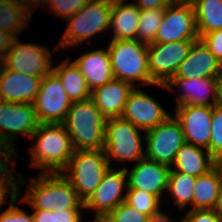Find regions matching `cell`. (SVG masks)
Here are the masks:
<instances>
[{"mask_svg":"<svg viewBox=\"0 0 222 222\" xmlns=\"http://www.w3.org/2000/svg\"><path fill=\"white\" fill-rule=\"evenodd\" d=\"M125 1L112 2L110 29L113 32L111 41L137 40L140 9L133 3Z\"/></svg>","mask_w":222,"mask_h":222,"instance_id":"obj_23","label":"cell"},{"mask_svg":"<svg viewBox=\"0 0 222 222\" xmlns=\"http://www.w3.org/2000/svg\"><path fill=\"white\" fill-rule=\"evenodd\" d=\"M13 39L11 34L0 29V58L9 50Z\"/></svg>","mask_w":222,"mask_h":222,"instance_id":"obj_42","label":"cell"},{"mask_svg":"<svg viewBox=\"0 0 222 222\" xmlns=\"http://www.w3.org/2000/svg\"><path fill=\"white\" fill-rule=\"evenodd\" d=\"M148 222H171L169 216L164 214V212L159 211L158 213L149 217Z\"/></svg>","mask_w":222,"mask_h":222,"instance_id":"obj_44","label":"cell"},{"mask_svg":"<svg viewBox=\"0 0 222 222\" xmlns=\"http://www.w3.org/2000/svg\"><path fill=\"white\" fill-rule=\"evenodd\" d=\"M196 177L170 169L167 191L179 209L183 210L189 203L193 205V192Z\"/></svg>","mask_w":222,"mask_h":222,"instance_id":"obj_29","label":"cell"},{"mask_svg":"<svg viewBox=\"0 0 222 222\" xmlns=\"http://www.w3.org/2000/svg\"><path fill=\"white\" fill-rule=\"evenodd\" d=\"M19 186H18V195L11 199V204L8 209L0 214V222H35L33 215L27 214L24 210L16 206L17 199L19 197Z\"/></svg>","mask_w":222,"mask_h":222,"instance_id":"obj_37","label":"cell"},{"mask_svg":"<svg viewBox=\"0 0 222 222\" xmlns=\"http://www.w3.org/2000/svg\"><path fill=\"white\" fill-rule=\"evenodd\" d=\"M2 66V58H0V67Z\"/></svg>","mask_w":222,"mask_h":222,"instance_id":"obj_53","label":"cell"},{"mask_svg":"<svg viewBox=\"0 0 222 222\" xmlns=\"http://www.w3.org/2000/svg\"><path fill=\"white\" fill-rule=\"evenodd\" d=\"M173 1H191V0H173Z\"/></svg>","mask_w":222,"mask_h":222,"instance_id":"obj_51","label":"cell"},{"mask_svg":"<svg viewBox=\"0 0 222 222\" xmlns=\"http://www.w3.org/2000/svg\"><path fill=\"white\" fill-rule=\"evenodd\" d=\"M112 3L107 0H90L80 11L67 18L69 22L58 49L73 47L110 29Z\"/></svg>","mask_w":222,"mask_h":222,"instance_id":"obj_5","label":"cell"},{"mask_svg":"<svg viewBox=\"0 0 222 222\" xmlns=\"http://www.w3.org/2000/svg\"><path fill=\"white\" fill-rule=\"evenodd\" d=\"M125 202L149 217L160 210V200L153 194L136 189H126Z\"/></svg>","mask_w":222,"mask_h":222,"instance_id":"obj_31","label":"cell"},{"mask_svg":"<svg viewBox=\"0 0 222 222\" xmlns=\"http://www.w3.org/2000/svg\"><path fill=\"white\" fill-rule=\"evenodd\" d=\"M181 222H222V217L214 209H190Z\"/></svg>","mask_w":222,"mask_h":222,"instance_id":"obj_38","label":"cell"},{"mask_svg":"<svg viewBox=\"0 0 222 222\" xmlns=\"http://www.w3.org/2000/svg\"><path fill=\"white\" fill-rule=\"evenodd\" d=\"M41 79V77L11 71L2 65L0 67V101L33 104Z\"/></svg>","mask_w":222,"mask_h":222,"instance_id":"obj_19","label":"cell"},{"mask_svg":"<svg viewBox=\"0 0 222 222\" xmlns=\"http://www.w3.org/2000/svg\"><path fill=\"white\" fill-rule=\"evenodd\" d=\"M7 166L1 173H0V210L4 204H6V196L10 194L11 198H14L18 195V183H24L23 176L22 179L20 175L18 176V181L15 179L14 175H12L13 169L8 168ZM20 181V182H19ZM9 189V190H8Z\"/></svg>","mask_w":222,"mask_h":222,"instance_id":"obj_34","label":"cell"},{"mask_svg":"<svg viewBox=\"0 0 222 222\" xmlns=\"http://www.w3.org/2000/svg\"><path fill=\"white\" fill-rule=\"evenodd\" d=\"M175 113L185 141L210 153L212 107L182 105L176 106Z\"/></svg>","mask_w":222,"mask_h":222,"instance_id":"obj_15","label":"cell"},{"mask_svg":"<svg viewBox=\"0 0 222 222\" xmlns=\"http://www.w3.org/2000/svg\"><path fill=\"white\" fill-rule=\"evenodd\" d=\"M210 155L216 160L222 155V109L212 107Z\"/></svg>","mask_w":222,"mask_h":222,"instance_id":"obj_33","label":"cell"},{"mask_svg":"<svg viewBox=\"0 0 222 222\" xmlns=\"http://www.w3.org/2000/svg\"><path fill=\"white\" fill-rule=\"evenodd\" d=\"M138 127L122 117L106 119L104 152L111 164V158L120 161L135 160L136 163L145 158Z\"/></svg>","mask_w":222,"mask_h":222,"instance_id":"obj_7","label":"cell"},{"mask_svg":"<svg viewBox=\"0 0 222 222\" xmlns=\"http://www.w3.org/2000/svg\"><path fill=\"white\" fill-rule=\"evenodd\" d=\"M39 124L33 104L0 101V143L12 153L16 154L13 147L17 135L29 138Z\"/></svg>","mask_w":222,"mask_h":222,"instance_id":"obj_11","label":"cell"},{"mask_svg":"<svg viewBox=\"0 0 222 222\" xmlns=\"http://www.w3.org/2000/svg\"><path fill=\"white\" fill-rule=\"evenodd\" d=\"M199 38L222 28V0H191Z\"/></svg>","mask_w":222,"mask_h":222,"instance_id":"obj_27","label":"cell"},{"mask_svg":"<svg viewBox=\"0 0 222 222\" xmlns=\"http://www.w3.org/2000/svg\"><path fill=\"white\" fill-rule=\"evenodd\" d=\"M90 0H48L46 6L50 5L55 14L65 20L80 11Z\"/></svg>","mask_w":222,"mask_h":222,"instance_id":"obj_36","label":"cell"},{"mask_svg":"<svg viewBox=\"0 0 222 222\" xmlns=\"http://www.w3.org/2000/svg\"><path fill=\"white\" fill-rule=\"evenodd\" d=\"M194 41L149 43L147 45L149 71L158 85H166L175 75L180 63L187 57Z\"/></svg>","mask_w":222,"mask_h":222,"instance_id":"obj_13","label":"cell"},{"mask_svg":"<svg viewBox=\"0 0 222 222\" xmlns=\"http://www.w3.org/2000/svg\"><path fill=\"white\" fill-rule=\"evenodd\" d=\"M198 39L192 2L173 1L165 8L162 23L155 41L152 43L196 41Z\"/></svg>","mask_w":222,"mask_h":222,"instance_id":"obj_10","label":"cell"},{"mask_svg":"<svg viewBox=\"0 0 222 222\" xmlns=\"http://www.w3.org/2000/svg\"><path fill=\"white\" fill-rule=\"evenodd\" d=\"M63 124L75 151L104 150L106 118L91 99L72 102Z\"/></svg>","mask_w":222,"mask_h":222,"instance_id":"obj_3","label":"cell"},{"mask_svg":"<svg viewBox=\"0 0 222 222\" xmlns=\"http://www.w3.org/2000/svg\"><path fill=\"white\" fill-rule=\"evenodd\" d=\"M107 217L112 222H148L149 216L123 201Z\"/></svg>","mask_w":222,"mask_h":222,"instance_id":"obj_35","label":"cell"},{"mask_svg":"<svg viewBox=\"0 0 222 222\" xmlns=\"http://www.w3.org/2000/svg\"><path fill=\"white\" fill-rule=\"evenodd\" d=\"M125 169L127 189L148 192L161 201L163 191H167L170 166L144 158L134 164L130 172L127 167Z\"/></svg>","mask_w":222,"mask_h":222,"instance_id":"obj_17","label":"cell"},{"mask_svg":"<svg viewBox=\"0 0 222 222\" xmlns=\"http://www.w3.org/2000/svg\"><path fill=\"white\" fill-rule=\"evenodd\" d=\"M21 198L35 211L68 210L84 208V202L78 197L77 191L63 173H40L32 177Z\"/></svg>","mask_w":222,"mask_h":222,"instance_id":"obj_2","label":"cell"},{"mask_svg":"<svg viewBox=\"0 0 222 222\" xmlns=\"http://www.w3.org/2000/svg\"><path fill=\"white\" fill-rule=\"evenodd\" d=\"M71 103L60 79L53 71L41 79L33 103L40 123H63Z\"/></svg>","mask_w":222,"mask_h":222,"instance_id":"obj_12","label":"cell"},{"mask_svg":"<svg viewBox=\"0 0 222 222\" xmlns=\"http://www.w3.org/2000/svg\"><path fill=\"white\" fill-rule=\"evenodd\" d=\"M69 59L61 62L57 67L53 65V72L60 79L71 102L85 101L91 98L85 77Z\"/></svg>","mask_w":222,"mask_h":222,"instance_id":"obj_26","label":"cell"},{"mask_svg":"<svg viewBox=\"0 0 222 222\" xmlns=\"http://www.w3.org/2000/svg\"><path fill=\"white\" fill-rule=\"evenodd\" d=\"M127 187L128 183L125 167L120 170L109 167L99 186L84 202V208L94 209L96 211L95 219L107 216L119 204L125 201L126 194L122 195V190H126Z\"/></svg>","mask_w":222,"mask_h":222,"instance_id":"obj_14","label":"cell"},{"mask_svg":"<svg viewBox=\"0 0 222 222\" xmlns=\"http://www.w3.org/2000/svg\"><path fill=\"white\" fill-rule=\"evenodd\" d=\"M169 116L151 96L134 87L121 117L146 132L165 121Z\"/></svg>","mask_w":222,"mask_h":222,"instance_id":"obj_16","label":"cell"},{"mask_svg":"<svg viewBox=\"0 0 222 222\" xmlns=\"http://www.w3.org/2000/svg\"><path fill=\"white\" fill-rule=\"evenodd\" d=\"M147 45L137 40L109 42L107 48L116 80L128 82L133 86L135 81H138L141 86H158L150 76Z\"/></svg>","mask_w":222,"mask_h":222,"instance_id":"obj_4","label":"cell"},{"mask_svg":"<svg viewBox=\"0 0 222 222\" xmlns=\"http://www.w3.org/2000/svg\"><path fill=\"white\" fill-rule=\"evenodd\" d=\"M165 8L140 10L137 41L149 44L155 41Z\"/></svg>","mask_w":222,"mask_h":222,"instance_id":"obj_30","label":"cell"},{"mask_svg":"<svg viewBox=\"0 0 222 222\" xmlns=\"http://www.w3.org/2000/svg\"><path fill=\"white\" fill-rule=\"evenodd\" d=\"M216 107L222 109V75L217 78V98Z\"/></svg>","mask_w":222,"mask_h":222,"instance_id":"obj_45","label":"cell"},{"mask_svg":"<svg viewBox=\"0 0 222 222\" xmlns=\"http://www.w3.org/2000/svg\"><path fill=\"white\" fill-rule=\"evenodd\" d=\"M216 166L219 168V170L222 174V155L216 159Z\"/></svg>","mask_w":222,"mask_h":222,"instance_id":"obj_47","label":"cell"},{"mask_svg":"<svg viewBox=\"0 0 222 222\" xmlns=\"http://www.w3.org/2000/svg\"><path fill=\"white\" fill-rule=\"evenodd\" d=\"M133 84L112 80L91 91V100L106 119L121 117Z\"/></svg>","mask_w":222,"mask_h":222,"instance_id":"obj_21","label":"cell"},{"mask_svg":"<svg viewBox=\"0 0 222 222\" xmlns=\"http://www.w3.org/2000/svg\"><path fill=\"white\" fill-rule=\"evenodd\" d=\"M94 222H101L99 219H94Z\"/></svg>","mask_w":222,"mask_h":222,"instance_id":"obj_52","label":"cell"},{"mask_svg":"<svg viewBox=\"0 0 222 222\" xmlns=\"http://www.w3.org/2000/svg\"><path fill=\"white\" fill-rule=\"evenodd\" d=\"M204 148L185 142L176 153L173 168L177 172L198 177L216 165V160ZM205 154V155H204Z\"/></svg>","mask_w":222,"mask_h":222,"instance_id":"obj_24","label":"cell"},{"mask_svg":"<svg viewBox=\"0 0 222 222\" xmlns=\"http://www.w3.org/2000/svg\"><path fill=\"white\" fill-rule=\"evenodd\" d=\"M217 78H172L166 85H159L164 89L173 91V87L182 90L181 95L176 98V106L197 105L215 107L217 98ZM212 93V101L208 100ZM209 96V97H208Z\"/></svg>","mask_w":222,"mask_h":222,"instance_id":"obj_18","label":"cell"},{"mask_svg":"<svg viewBox=\"0 0 222 222\" xmlns=\"http://www.w3.org/2000/svg\"><path fill=\"white\" fill-rule=\"evenodd\" d=\"M17 3H19L31 16L33 10H35V5L33 4H39L44 3L47 4L48 0H15ZM33 3V4H32Z\"/></svg>","mask_w":222,"mask_h":222,"instance_id":"obj_43","label":"cell"},{"mask_svg":"<svg viewBox=\"0 0 222 222\" xmlns=\"http://www.w3.org/2000/svg\"><path fill=\"white\" fill-rule=\"evenodd\" d=\"M109 167L104 150H78L74 151L63 175L85 202L99 186Z\"/></svg>","mask_w":222,"mask_h":222,"instance_id":"obj_6","label":"cell"},{"mask_svg":"<svg viewBox=\"0 0 222 222\" xmlns=\"http://www.w3.org/2000/svg\"><path fill=\"white\" fill-rule=\"evenodd\" d=\"M101 222H112L107 216L99 218Z\"/></svg>","mask_w":222,"mask_h":222,"instance_id":"obj_48","label":"cell"},{"mask_svg":"<svg viewBox=\"0 0 222 222\" xmlns=\"http://www.w3.org/2000/svg\"><path fill=\"white\" fill-rule=\"evenodd\" d=\"M30 19L31 15L15 0H0L1 30L16 38L28 26Z\"/></svg>","mask_w":222,"mask_h":222,"instance_id":"obj_28","label":"cell"},{"mask_svg":"<svg viewBox=\"0 0 222 222\" xmlns=\"http://www.w3.org/2000/svg\"><path fill=\"white\" fill-rule=\"evenodd\" d=\"M51 55L46 46L21 43L16 37L2 57V65L11 71L43 78L53 71Z\"/></svg>","mask_w":222,"mask_h":222,"instance_id":"obj_8","label":"cell"},{"mask_svg":"<svg viewBox=\"0 0 222 222\" xmlns=\"http://www.w3.org/2000/svg\"><path fill=\"white\" fill-rule=\"evenodd\" d=\"M107 1H109V2H117V1H125V0H107Z\"/></svg>","mask_w":222,"mask_h":222,"instance_id":"obj_50","label":"cell"},{"mask_svg":"<svg viewBox=\"0 0 222 222\" xmlns=\"http://www.w3.org/2000/svg\"><path fill=\"white\" fill-rule=\"evenodd\" d=\"M220 75H222V60L220 61Z\"/></svg>","mask_w":222,"mask_h":222,"instance_id":"obj_49","label":"cell"},{"mask_svg":"<svg viewBox=\"0 0 222 222\" xmlns=\"http://www.w3.org/2000/svg\"><path fill=\"white\" fill-rule=\"evenodd\" d=\"M145 158L172 167L176 153L186 142L176 117L169 116L156 127L145 132Z\"/></svg>","mask_w":222,"mask_h":222,"instance_id":"obj_9","label":"cell"},{"mask_svg":"<svg viewBox=\"0 0 222 222\" xmlns=\"http://www.w3.org/2000/svg\"><path fill=\"white\" fill-rule=\"evenodd\" d=\"M173 0H137L134 4L140 10L166 8Z\"/></svg>","mask_w":222,"mask_h":222,"instance_id":"obj_40","label":"cell"},{"mask_svg":"<svg viewBox=\"0 0 222 222\" xmlns=\"http://www.w3.org/2000/svg\"><path fill=\"white\" fill-rule=\"evenodd\" d=\"M214 210L222 217V185L219 191L217 203Z\"/></svg>","mask_w":222,"mask_h":222,"instance_id":"obj_46","label":"cell"},{"mask_svg":"<svg viewBox=\"0 0 222 222\" xmlns=\"http://www.w3.org/2000/svg\"><path fill=\"white\" fill-rule=\"evenodd\" d=\"M81 214L80 209H68L35 211L32 215L35 222H81Z\"/></svg>","mask_w":222,"mask_h":222,"instance_id":"obj_32","label":"cell"},{"mask_svg":"<svg viewBox=\"0 0 222 222\" xmlns=\"http://www.w3.org/2000/svg\"><path fill=\"white\" fill-rule=\"evenodd\" d=\"M220 62L199 38L194 41L187 57L180 63L172 78L219 77Z\"/></svg>","mask_w":222,"mask_h":222,"instance_id":"obj_20","label":"cell"},{"mask_svg":"<svg viewBox=\"0 0 222 222\" xmlns=\"http://www.w3.org/2000/svg\"><path fill=\"white\" fill-rule=\"evenodd\" d=\"M200 39L220 62L222 60V28L203 34Z\"/></svg>","mask_w":222,"mask_h":222,"instance_id":"obj_39","label":"cell"},{"mask_svg":"<svg viewBox=\"0 0 222 222\" xmlns=\"http://www.w3.org/2000/svg\"><path fill=\"white\" fill-rule=\"evenodd\" d=\"M73 63L85 77L91 91L115 79L108 48L89 51L74 60Z\"/></svg>","mask_w":222,"mask_h":222,"instance_id":"obj_22","label":"cell"},{"mask_svg":"<svg viewBox=\"0 0 222 222\" xmlns=\"http://www.w3.org/2000/svg\"><path fill=\"white\" fill-rule=\"evenodd\" d=\"M221 185L222 174L216 165L206 174L196 177L192 209H214Z\"/></svg>","mask_w":222,"mask_h":222,"instance_id":"obj_25","label":"cell"},{"mask_svg":"<svg viewBox=\"0 0 222 222\" xmlns=\"http://www.w3.org/2000/svg\"><path fill=\"white\" fill-rule=\"evenodd\" d=\"M14 156H15L14 153H12L5 145L0 143V173L7 166H9L8 163L13 165V167H16V163L13 162V160L16 158ZM11 162H13V163H11Z\"/></svg>","mask_w":222,"mask_h":222,"instance_id":"obj_41","label":"cell"},{"mask_svg":"<svg viewBox=\"0 0 222 222\" xmlns=\"http://www.w3.org/2000/svg\"><path fill=\"white\" fill-rule=\"evenodd\" d=\"M30 138L36 142L30 148V165L43 173H63L75 151L64 124L40 123Z\"/></svg>","mask_w":222,"mask_h":222,"instance_id":"obj_1","label":"cell"}]
</instances>
